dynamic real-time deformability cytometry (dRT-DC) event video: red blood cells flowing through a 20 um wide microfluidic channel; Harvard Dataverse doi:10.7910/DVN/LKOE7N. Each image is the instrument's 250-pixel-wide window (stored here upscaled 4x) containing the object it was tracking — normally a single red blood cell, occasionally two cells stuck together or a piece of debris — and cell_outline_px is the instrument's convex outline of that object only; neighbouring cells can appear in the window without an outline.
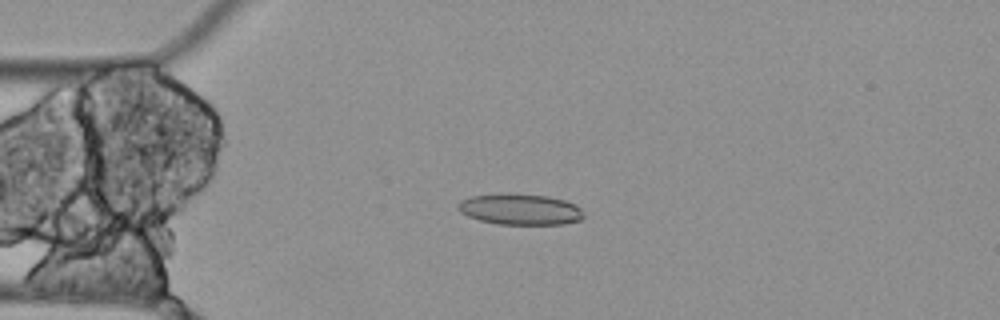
{"species": "Egyptian fruit bat (a non-hibernating species)", "species_latin": "Rousettus aegyptiacus", "temperature_condition": "cold", "stored_images_in_passage": 3, "camera_frame_rate_fps": 3000, "um_per_image_px": 0.085, "animal": {"sex": "female"}, "frame": {"image": 1, "passage_image": 3, "time_ms": 0.667, "image_size_px": [1000, 320], "cell_outline_px": [[584, 216], [580, 220], [564, 224], [496, 224], [480, 220], [468, 216], [460, 212], [456, 208], [456, 204], [460, 200], [472, 196], [548, 196], [564, 200], [580, 208], [584, 212]], "centroid_in_image_um": [44.21, 17.84], "position_along_channel_um": 40.8, "area_um2": 21.85}}